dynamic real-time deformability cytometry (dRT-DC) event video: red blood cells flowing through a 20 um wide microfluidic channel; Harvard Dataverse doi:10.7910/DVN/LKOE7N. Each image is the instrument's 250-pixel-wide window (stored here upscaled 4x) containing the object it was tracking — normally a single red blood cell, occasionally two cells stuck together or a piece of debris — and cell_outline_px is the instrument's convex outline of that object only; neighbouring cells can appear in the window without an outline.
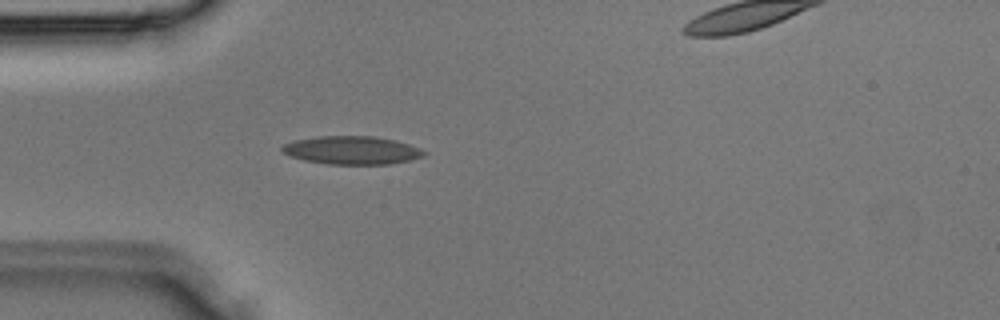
{"species": "Egyptian fruit bat (a non-hibernating species)", "species_latin": "Rousettus aegyptiacus", "temperature_condition": "room temperature", "stored_images_in_passage": 36, "camera_frame_rate_fps": 3000, "um_per_image_px": 0.085, "animal": {"sex": "male"}, "frame": {"image": 1, "passage_image": 10, "time_ms": 3.0, "image_size_px": [1000, 320], "cell_outline_px": [[428, 152], [424, 156], [408, 160], [388, 164], [328, 164], [304, 160], [280, 152], [280, 148], [284, 144], [292, 140], [320, 136], [376, 136], [396, 140], [420, 148]], "centroid_in_image_um": [29.89, 12.76], "position_along_channel_um": 55.1, "area_um2": 23.41}}
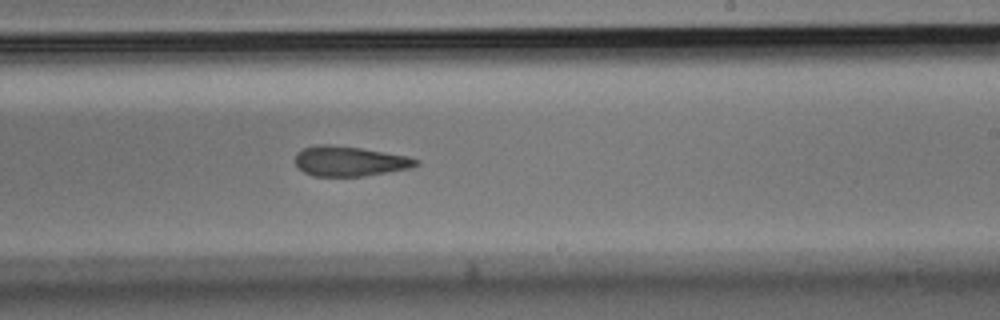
{"frame": {"image": 2, "passage_image": 21, "time_ms": 6.667, "image_size_px": [1000, 320], "cell_outline_px": [[420, 164], [408, 168], [364, 176], [312, 176], [304, 172], [296, 164], [296, 152], [304, 148], [316, 144], [328, 144], [360, 148], [408, 156], [420, 160]], "centroid_in_image_um": [29.7, 13.7], "position_along_channel_um": 259.3, "area_um2": 20.98}}
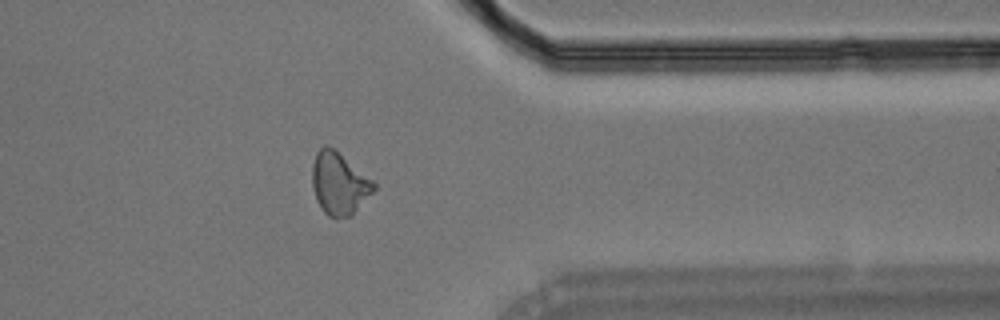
{"frame": {"image": 3, "passage_image": 28, "time_ms": 9.0, "image_size_px": [1000, 320], "cell_outline_px": [[376, 188], [352, 216], [336, 220], [328, 216], [324, 212], [316, 200], [312, 188], [312, 164], [316, 152], [324, 144], [328, 144], [372, 180], [376, 184]], "centroid_in_image_um": [28.8, 15.63], "position_along_channel_um": 382.6, "area_um2": 22.48}}